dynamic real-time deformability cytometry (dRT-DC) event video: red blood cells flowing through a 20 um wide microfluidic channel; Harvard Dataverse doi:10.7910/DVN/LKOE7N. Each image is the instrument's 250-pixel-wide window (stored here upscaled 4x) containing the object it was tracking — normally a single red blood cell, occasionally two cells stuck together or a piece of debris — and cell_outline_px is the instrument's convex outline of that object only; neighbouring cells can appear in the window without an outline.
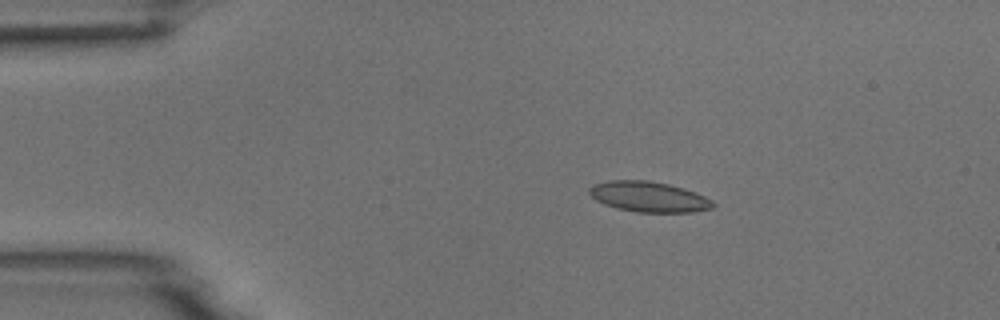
{"species": "common noctule bat (a hibernating species)", "species_latin": "Nyctalus noctula", "temperature_condition": "room temperature", "stored_images_in_passage": 8, "camera_frame_rate_fps": 3000, "um_per_image_px": 0.085, "animal": {"sex": "male", "body_mass_g": 18.8}, "frame": {"image": 1, "passage_image": 3, "time_ms": 2.333, "image_size_px": [1000, 320], "cell_outline_px": [[716, 204], [712, 208], [692, 212], [636, 212], [616, 208], [604, 204], [596, 200], [588, 192], [588, 188], [592, 184], [608, 180], [648, 180], [668, 184], [684, 188], [696, 192], [712, 200]], "centroid_in_image_um": [55.13, 16.72], "position_along_channel_um": 29.9, "area_um2": 22.08}}
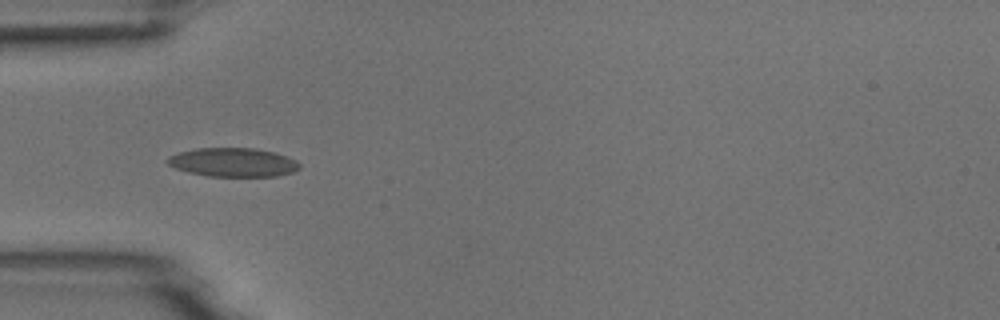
{"frame": {"image": 2, "passage_image": 5, "time_ms": 4.667, "image_size_px": [1000, 320], "cell_outline_px": [[300, 168], [292, 172], [276, 176], [208, 176], [188, 172], [176, 168], [168, 164], [164, 160], [168, 156], [180, 152], [196, 148], [252, 148], [276, 152], [296, 160], [300, 164]], "centroid_in_image_um": [19.8, 13.79], "position_along_channel_um": 65.2, "area_um2": 22.2}}